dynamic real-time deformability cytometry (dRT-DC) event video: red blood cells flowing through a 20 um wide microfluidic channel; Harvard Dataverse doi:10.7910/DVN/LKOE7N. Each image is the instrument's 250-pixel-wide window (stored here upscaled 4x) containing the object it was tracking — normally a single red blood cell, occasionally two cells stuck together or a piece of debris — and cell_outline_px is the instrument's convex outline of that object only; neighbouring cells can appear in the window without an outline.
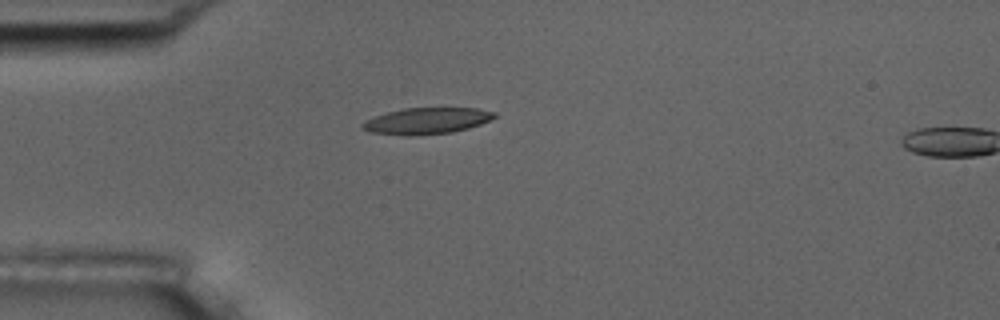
{"species": "common noctule bat (a hibernating species)", "species_latin": "Nyctalus noctula", "temperature_condition": "room temperature", "stored_images_in_passage": 3, "camera_frame_rate_fps": 3000, "um_per_image_px": 0.085, "animal": {"sex": "male", "body_mass_g": 17.5, "forearm_length_mm": 52.3}, "frame": {"image": 1, "passage_image": 1, "time_ms": 0.0, "image_size_px": [1000, 320], "cell_outline_px": [[496, 116], [480, 124], [468, 128], [452, 132], [412, 136], [404, 136], [372, 132], [360, 128], [360, 124], [364, 120], [388, 112], [404, 108], [476, 108], [496, 112]], "centroid_in_image_um": [36.23, 10.28], "position_along_channel_um": 48.8, "area_um2": 20.23}}